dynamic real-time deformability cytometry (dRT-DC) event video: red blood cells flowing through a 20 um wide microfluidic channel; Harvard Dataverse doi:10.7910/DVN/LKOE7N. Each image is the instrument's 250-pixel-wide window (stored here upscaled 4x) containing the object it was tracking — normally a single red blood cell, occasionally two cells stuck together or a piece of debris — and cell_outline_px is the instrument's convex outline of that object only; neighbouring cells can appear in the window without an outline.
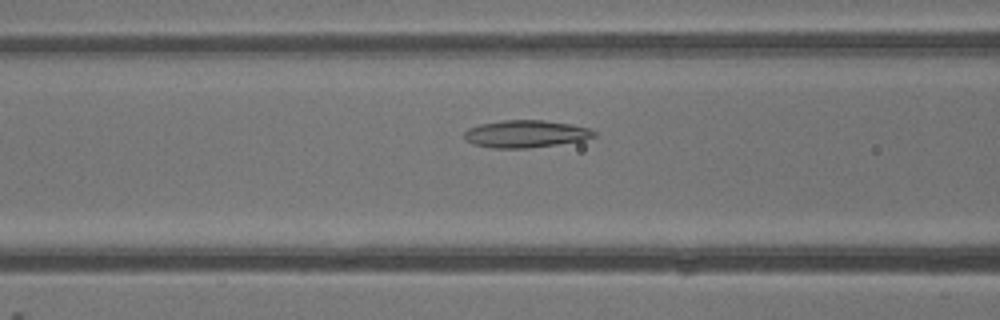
{"species": "common noctule bat (a hibernating species)", "species_latin": "Nyctalus noctula", "temperature_condition": "warm", "stored_images_in_passage": 5, "camera_frame_rate_fps": 3000, "um_per_image_px": 0.085, "animal": {"sex": "male", "body_mass_g": 13.3}, "frame": {"image": 1, "passage_image": 5, "time_ms": 5.0, "image_size_px": [1000, 320], "cell_outline_px": [[596, 136], [584, 140], [528, 148], [492, 148], [472, 144], [464, 136], [464, 132], [468, 128], [480, 124], [504, 120], [544, 120], [572, 124], [588, 128], [596, 132]], "centroid_in_image_um": [44.69, 11.37], "position_along_channel_um": 121.9, "area_um2": 20.63}}